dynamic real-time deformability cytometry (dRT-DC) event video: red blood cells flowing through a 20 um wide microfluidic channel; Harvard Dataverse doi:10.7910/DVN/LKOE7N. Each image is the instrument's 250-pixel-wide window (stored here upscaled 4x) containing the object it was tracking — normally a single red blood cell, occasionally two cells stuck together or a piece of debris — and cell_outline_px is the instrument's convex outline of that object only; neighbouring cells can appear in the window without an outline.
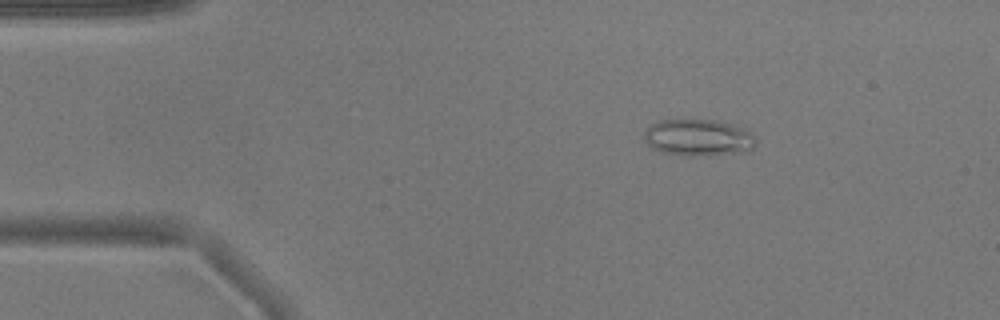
{"species": "common noctule bat (a hibernating species)", "species_latin": "Nyctalus noctula", "temperature_condition": "warm", "stored_images_in_passage": 34, "camera_frame_rate_fps": 3000, "um_per_image_px": 0.085, "animal": {"sex": "male", "body_mass_g": 17.9}, "frame": {"image": 1, "passage_image": 3, "time_ms": 0.667, "image_size_px": [1000, 320], "cell_outline_px": [[756, 144], [748, 152], [696, 156], [684, 156], [660, 152], [652, 148], [644, 140], [644, 132], [652, 124], [660, 120], [720, 120], [744, 128], [752, 132], [756, 136]], "centroid_in_image_um": [59.4, 11.7], "position_along_channel_um": 25.6, "area_um2": 24.28}}
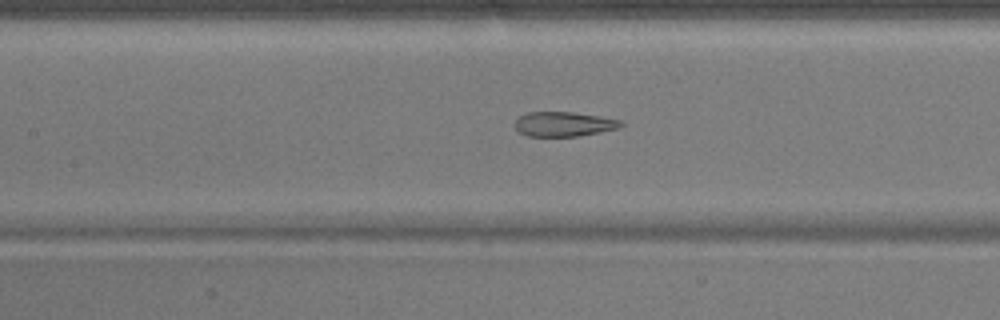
{"frame": {"image": 2, "passage_image": 18, "time_ms": 5.667, "image_size_px": [1000, 320], "cell_outline_px": [[624, 124], [616, 128], [600, 132], [576, 136], [528, 136], [520, 132], [516, 128], [516, 120], [520, 116], [528, 112], [572, 112], [600, 116], [624, 120]], "centroid_in_image_um": [47.95, 10.54], "position_along_channel_um": 159.4, "area_um2": 15.09}}
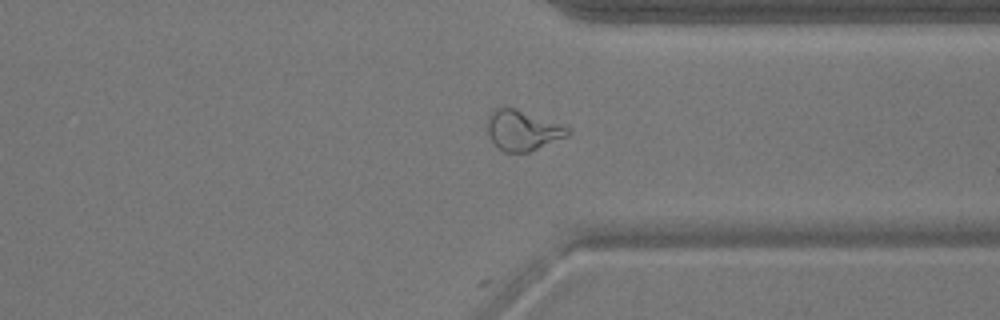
{"frame": {"image": 3, "passage_image": 34, "time_ms": 11.0, "image_size_px": [1000, 320], "cell_outline_px": [[572, 132], [568, 136], [528, 152], [504, 152], [488, 136], [488, 112], [492, 108], [512, 108], [564, 124], [572, 128]], "centroid_in_image_um": [44.46, 11.07], "position_along_channel_um": 366.9, "area_um2": 18.84}, "authors_computed_cell_mechanics": {"area_um2": 16.4152, "velocity_mm_per_s": 3.9122, "shape_relaxation_time_tau1_ms": null, "shape_relaxation_time_tau2_ms": 1.686, "deformation_change_tau1": null, "deformation_change_tau2": 0.0897}}